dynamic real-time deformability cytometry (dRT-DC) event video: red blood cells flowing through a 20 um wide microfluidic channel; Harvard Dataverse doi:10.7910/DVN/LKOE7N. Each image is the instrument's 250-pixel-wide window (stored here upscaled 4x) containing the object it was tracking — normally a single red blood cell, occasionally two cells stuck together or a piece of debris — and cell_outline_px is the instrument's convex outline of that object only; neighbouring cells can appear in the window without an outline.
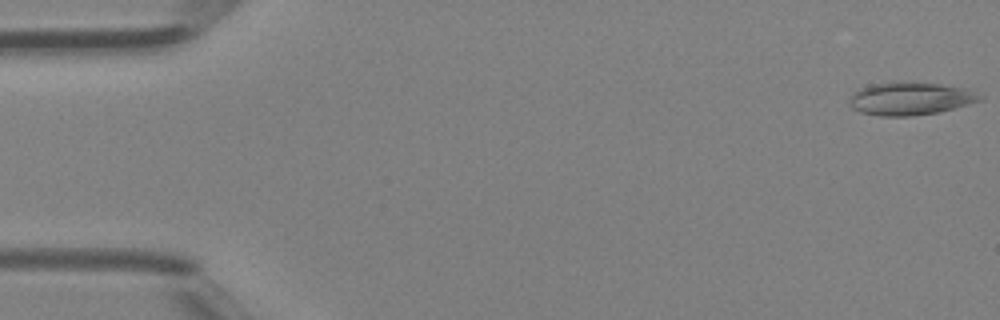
{"species": "Egyptian fruit bat (a non-hibernating species)", "species_latin": "Rousettus aegyptiacus", "temperature_condition": "room temperature", "stored_images_in_passage": 48, "camera_frame_rate_fps": 3000, "um_per_image_px": 0.085, "animal": {"sex": "female"}, "frame": {"image": 1, "passage_image": 1, "time_ms": 0.0, "image_size_px": [1000, 320], "cell_outline_px": [[984, 96], [980, 100], [940, 112], [912, 116], [880, 116], [860, 112], [852, 108], [848, 104], [848, 96], [860, 88], [868, 84], [896, 80], [912, 80], [940, 84], [964, 88]], "centroid_in_image_um": [77.29, 8.35], "position_along_channel_um": 7.7, "area_um2": 25.66}}
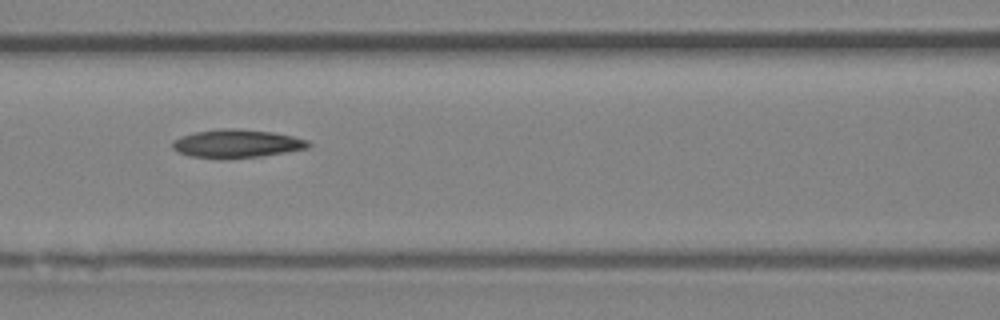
{"frame": {"image": 2, "passage_image": 21, "time_ms": 6.667, "image_size_px": [1000, 320], "cell_outline_px": [[312, 144], [308, 148], [264, 156], [228, 160], [220, 160], [188, 156], [176, 152], [172, 148], [172, 140], [180, 136], [196, 132], [220, 128], [236, 128], [272, 132], [292, 136], [308, 140]], "centroid_in_image_um": [20.08, 12.23], "position_along_channel_um": 146.5, "area_um2": 23.06}}
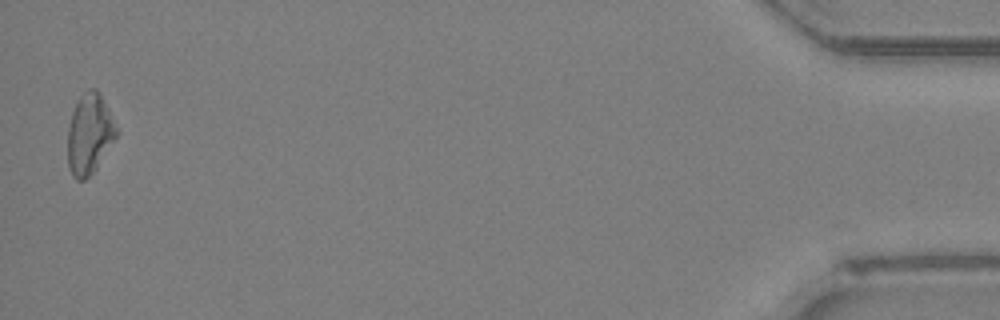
{"frame": {"image": 3, "passage_image": 47, "time_ms": 15.333, "image_size_px": [1000, 320], "cell_outline_px": [[116, 136], [96, 168], [84, 180], [76, 180], [72, 176], [68, 168], [68, 128], [72, 112], [80, 96], [88, 88], [96, 88], [100, 92], [116, 128]], "centroid_in_image_um": [7.57, 11.39], "position_along_channel_um": 427.6, "area_um2": 22.37}}